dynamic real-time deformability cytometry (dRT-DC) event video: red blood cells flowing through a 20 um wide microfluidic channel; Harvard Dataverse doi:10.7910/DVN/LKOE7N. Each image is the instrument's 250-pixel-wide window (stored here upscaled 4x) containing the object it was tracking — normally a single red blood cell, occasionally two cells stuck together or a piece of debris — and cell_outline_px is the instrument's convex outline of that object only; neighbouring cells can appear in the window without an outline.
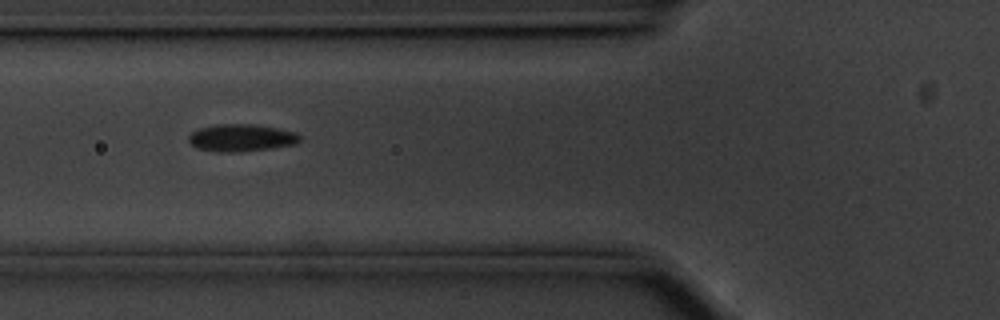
{"species": "common noctule bat (a hibernating species)", "species_latin": "Nyctalus noctula", "temperature_condition": "cold", "stored_images_in_passage": 32, "camera_frame_rate_fps": 3000, "um_per_image_px": 0.085, "animal": {"sex": "male", "body_mass_g": 20.1, "forearm_length_mm": 53.5}, "frame": {"image": 1, "passage_image": 5, "time_ms": 1.333, "image_size_px": [1000, 320], "cell_outline_px": [[300, 140], [296, 144], [272, 148], [240, 152], [216, 152], [196, 148], [188, 140], [188, 136], [192, 132], [200, 128], [216, 124], [252, 124], [276, 128], [296, 132], [300, 136]], "centroid_in_image_um": [20.5, 11.72], "position_along_channel_um": 105.3, "area_um2": 17.74}}
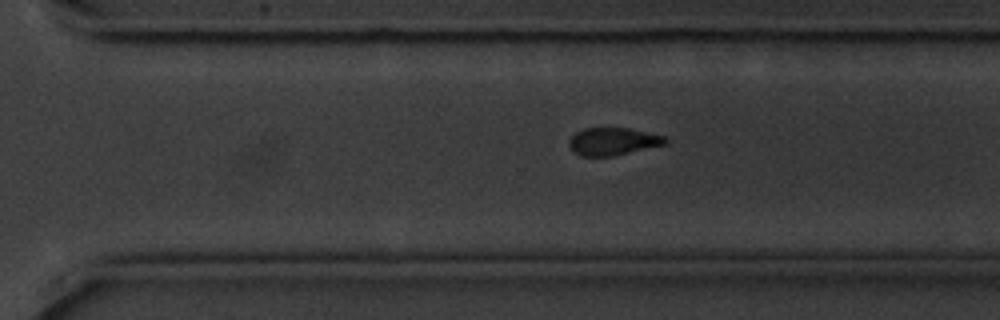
{"frame": {"image": 2, "passage_image": 23, "time_ms": 7.333, "image_size_px": [1000, 320], "cell_outline_px": [[668, 144], [612, 156], [580, 156], [568, 148], [568, 140], [576, 132], [584, 128], [628, 128], [664, 136], [668, 140]], "centroid_in_image_um": [52.07, 12.03], "position_along_channel_um": 318.5, "area_um2": 15.55}}
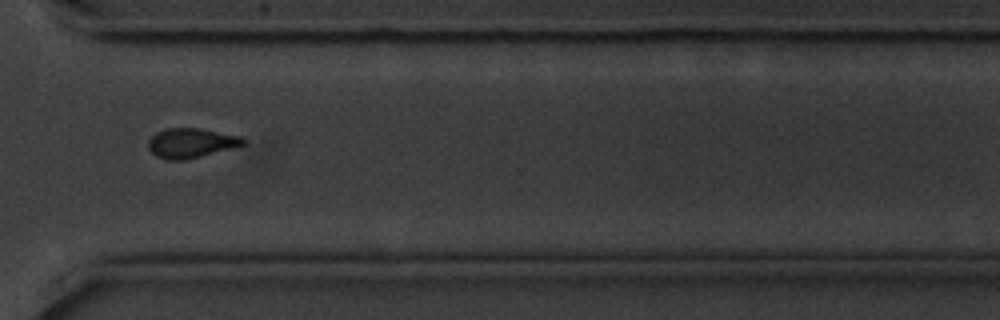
{"frame": {"image": 3, "passage_image": 26, "time_ms": 8.333, "image_size_px": [1000, 320], "cell_outline_px": [[248, 140], [244, 144], [232, 148], [184, 160], [168, 160], [156, 156], [148, 148], [148, 140], [156, 132], [168, 128], [200, 128], [240, 136]], "centroid_in_image_um": [16.23, 12.15], "position_along_channel_um": 354.4, "area_um2": 16.3}, "authors_computed_cell_mechanics": {"area_um2": 17.2533, "velocity_mm_per_s": 3.556, "shape_relaxation_time_tau1_ms": 9.4103, "shape_relaxation_time_tau2_ms": 6.7033, "deformation_change_tau1": 0.253, "deformation_change_tau2": 0.1061}}